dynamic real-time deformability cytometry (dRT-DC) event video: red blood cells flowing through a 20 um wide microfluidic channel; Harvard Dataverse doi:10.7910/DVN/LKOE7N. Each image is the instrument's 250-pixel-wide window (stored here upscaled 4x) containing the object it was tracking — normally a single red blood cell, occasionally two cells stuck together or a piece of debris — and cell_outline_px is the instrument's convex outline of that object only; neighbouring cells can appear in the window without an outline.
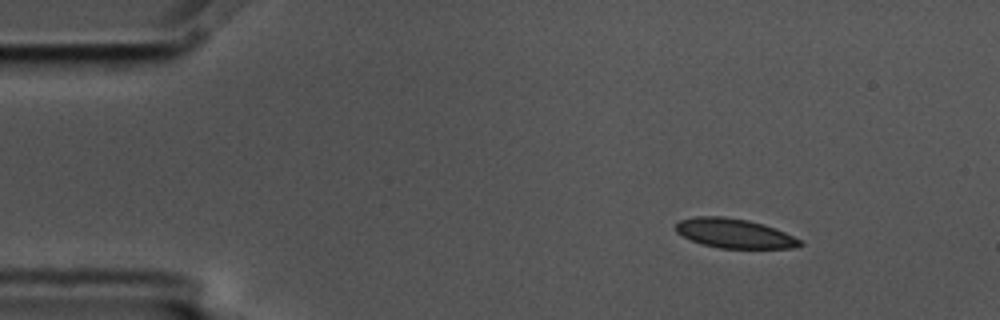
{"species": "common noctule bat (a hibernating species)", "species_latin": "Nyctalus noctula", "temperature_condition": "cold", "stored_images_in_passage": 6, "camera_frame_rate_fps": 3000, "um_per_image_px": 0.085, "animal": {"sex": "male", "body_mass_g": 17.5, "forearm_length_mm": 52.3}, "frame": {"image": 1, "passage_image": 1, "time_ms": 0.0, "image_size_px": [1000, 320], "cell_outline_px": [[804, 244], [792, 248], [720, 248], [700, 244], [676, 232], [676, 224], [680, 220], [696, 216], [724, 216], [748, 220], [764, 224], [776, 228], [800, 240]], "centroid_in_image_um": [62.41, 19.83], "position_along_channel_um": 22.6, "area_um2": 21.21}}
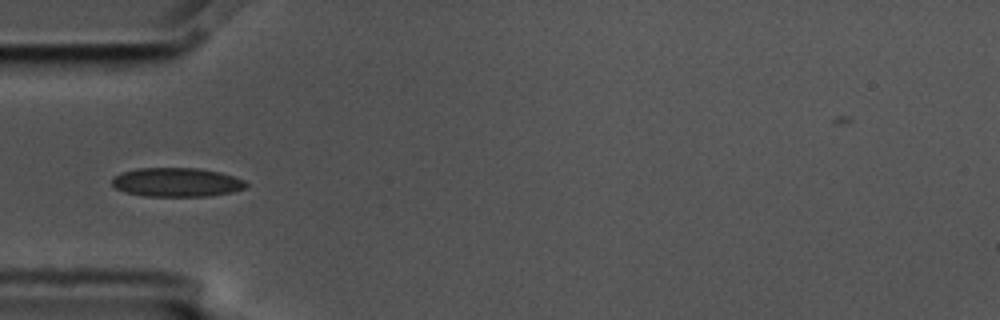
{"frame": {"image": 2, "passage_image": 4, "time_ms": 1.0, "image_size_px": [1000, 320], "cell_outline_px": [[248, 188], [232, 192], [208, 196], [144, 196], [124, 192], [116, 188], [112, 184], [112, 180], [116, 176], [124, 172], [136, 168], [196, 168], [220, 172], [244, 180], [248, 184]], "centroid_in_image_um": [15.05, 15.5], "position_along_channel_um": 70.0, "area_um2": 22.6}}